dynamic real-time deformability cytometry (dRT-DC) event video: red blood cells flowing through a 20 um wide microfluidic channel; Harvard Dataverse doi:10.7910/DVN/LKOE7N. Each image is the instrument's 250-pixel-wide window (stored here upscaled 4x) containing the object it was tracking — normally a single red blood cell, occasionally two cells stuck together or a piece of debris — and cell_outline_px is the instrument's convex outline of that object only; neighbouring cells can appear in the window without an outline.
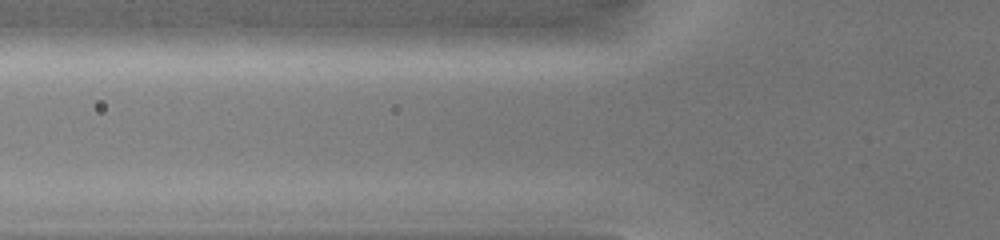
{"species": "common noctule bat (a hibernating species)", "species_latin": "Nyctalus noctula", "temperature_condition": "warm", "stored_images_in_passage": 2, "camera_frame_rate_fps": 3000, "um_per_image_px": 0.085, "animal": {"sex": "female", "body_mass_g": 19.0, "forearm_length_mm": 51.5}, "frame": {"image": 1, "passage_image": 2, "time_ms": 0.667, "image_size_px": [1000, 240], "cell_outline_px": [[624, 36], [616, 40], [600, 44], [552, 48], [460, 52], [396, 48], [396, 44], [408, 32], [472, 24], [588, 24], [624, 32]], "centroid_in_image_um": [43.11, 3.17], "position_along_channel_um": 82.7, "area_um2": 35.72}}